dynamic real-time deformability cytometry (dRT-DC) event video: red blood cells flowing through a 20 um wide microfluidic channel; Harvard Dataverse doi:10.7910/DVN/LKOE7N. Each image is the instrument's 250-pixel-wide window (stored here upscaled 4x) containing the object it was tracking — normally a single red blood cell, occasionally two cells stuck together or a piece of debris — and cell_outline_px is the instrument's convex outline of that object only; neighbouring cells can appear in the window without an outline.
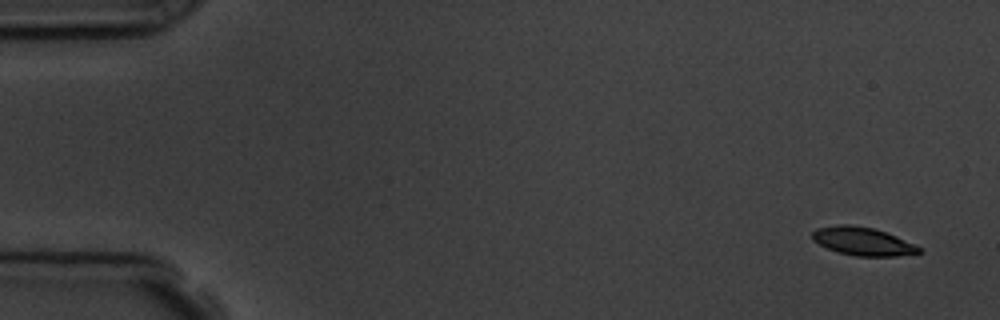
{"species": "common noctule bat (a hibernating species)", "species_latin": "Nyctalus noctula", "temperature_condition": "room temperature", "stored_images_in_passage": 6, "camera_frame_rate_fps": 3000, "um_per_image_px": 0.085, "animal": {"sex": "male", "body_mass_g": 19.5, "forearm_length_mm": 54.6}, "frame": {"image": 1, "passage_image": 1, "time_ms": 0.0, "image_size_px": [1000, 320], "cell_outline_px": [[924, 252], [896, 256], [856, 256], [840, 252], [828, 248], [812, 240], [812, 232], [816, 228], [836, 224], [848, 224], [872, 228], [896, 236], [916, 244]], "centroid_in_image_um": [73.34, 20.51], "position_along_channel_um": 11.7, "area_um2": 17.46}}